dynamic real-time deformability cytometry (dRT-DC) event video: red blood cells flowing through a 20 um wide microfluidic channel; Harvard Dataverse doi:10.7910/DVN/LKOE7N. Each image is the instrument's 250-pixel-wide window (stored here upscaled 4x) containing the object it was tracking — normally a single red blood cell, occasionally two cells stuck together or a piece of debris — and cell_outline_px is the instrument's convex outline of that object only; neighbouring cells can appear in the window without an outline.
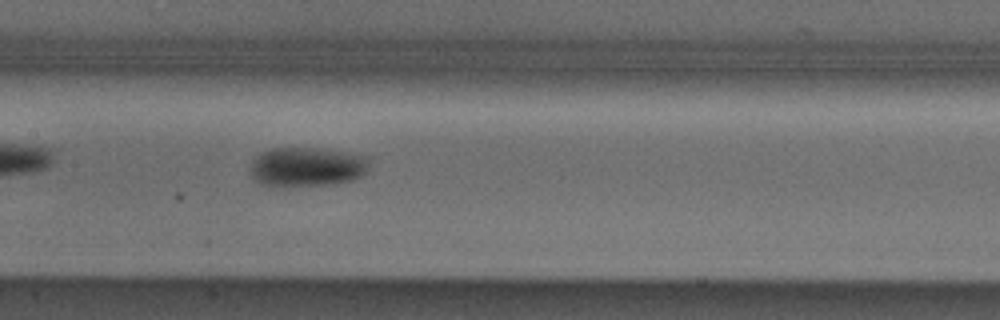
{"species": "Egyptian fruit bat (a non-hibernating species)", "species_latin": "Rousettus aegyptiacus", "temperature_condition": "cold", "stored_images_in_passage": 38, "camera_frame_rate_fps": 3000, "um_per_image_px": 0.085, "animal": {"sex": "male"}, "frame": {"image": 1, "passage_image": 12, "time_ms": 3.667, "image_size_px": [1000, 320], "cell_outline_px": [[368, 168], [360, 176], [352, 180], [332, 184], [284, 188], [260, 184], [248, 172], [248, 168], [252, 160], [256, 156], [272, 148], [316, 148], [364, 156], [368, 160]], "centroid_in_image_um": [25.99, 14.22], "position_along_channel_um": 181.4, "area_um2": 27.51}}
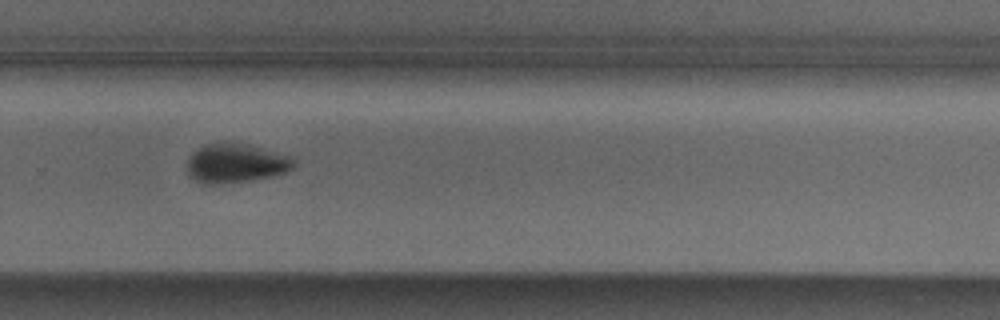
{"frame": {"image": 2, "passage_image": 22, "time_ms": 7.0, "image_size_px": [1000, 320], "cell_outline_px": [[296, 164], [288, 172], [272, 176], [252, 180], [220, 184], [200, 184], [188, 176], [188, 160], [192, 152], [204, 144], [224, 140], [260, 148], [292, 156]], "centroid_in_image_um": [20.01, 13.87], "position_along_channel_um": 309.8, "area_um2": 24.74}, "authors_computed_cell_mechanics": {"area_um2": 25.2297, "velocity_mm_per_s": 3.8678, "shape_relaxation_time_tau1_ms": 2.5902, "shape_relaxation_time_tau2_ms": null, "deformation_change_tau1": 0.1006, "deformation_change_tau2": null}}